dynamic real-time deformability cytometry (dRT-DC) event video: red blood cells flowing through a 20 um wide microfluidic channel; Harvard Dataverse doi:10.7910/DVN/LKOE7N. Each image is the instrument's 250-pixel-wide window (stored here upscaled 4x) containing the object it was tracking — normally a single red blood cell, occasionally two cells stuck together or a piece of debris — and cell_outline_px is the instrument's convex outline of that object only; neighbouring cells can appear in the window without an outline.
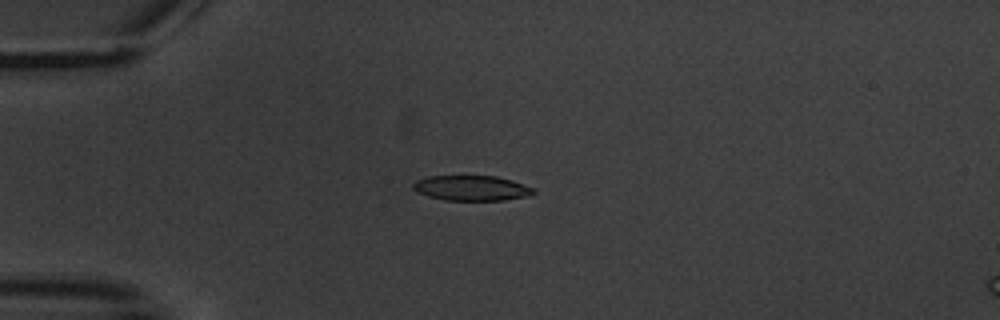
{"species": "common noctule bat (a hibernating species)", "species_latin": "Nyctalus noctula", "temperature_condition": "warm", "stored_images_in_passage": 11, "camera_frame_rate_fps": 3000, "um_per_image_px": 0.085, "animal": {"sex": "male", "body_mass_g": 20.1, "forearm_length_mm": 53.5}, "frame": {"image": 1, "passage_image": 4, "time_ms": 4.333, "image_size_px": [1000, 320], "cell_outline_px": [[536, 192], [532, 196], [504, 200], [444, 200], [428, 196], [416, 192], [412, 188], [412, 184], [416, 180], [428, 176], [496, 176], [512, 180], [532, 188]], "centroid_in_image_um": [40.07, 15.99], "position_along_channel_um": 44.9, "area_um2": 17.74}}
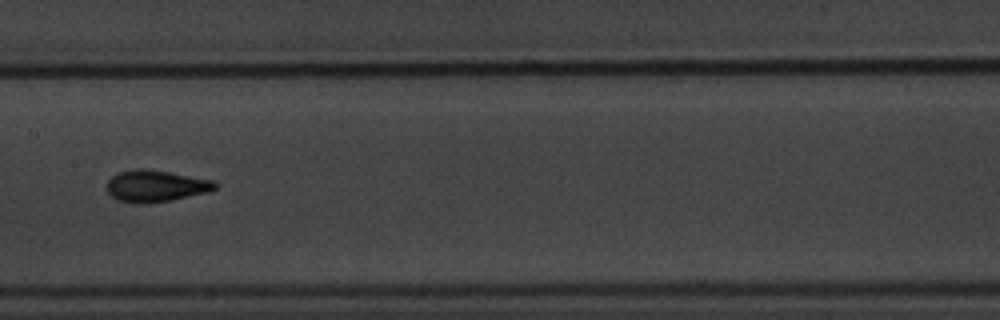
{"frame": {"image": 2, "passage_image": 8, "time_ms": 9.333, "image_size_px": [1000, 320], "cell_outline_px": [[220, 184], [216, 188], [208, 192], [172, 200], [136, 204], [116, 200], [108, 192], [108, 180], [116, 172], [136, 168], [148, 168], [216, 180]], "centroid_in_image_um": [13.27, 15.79], "position_along_channel_um": 194.1, "area_um2": 20.35}}